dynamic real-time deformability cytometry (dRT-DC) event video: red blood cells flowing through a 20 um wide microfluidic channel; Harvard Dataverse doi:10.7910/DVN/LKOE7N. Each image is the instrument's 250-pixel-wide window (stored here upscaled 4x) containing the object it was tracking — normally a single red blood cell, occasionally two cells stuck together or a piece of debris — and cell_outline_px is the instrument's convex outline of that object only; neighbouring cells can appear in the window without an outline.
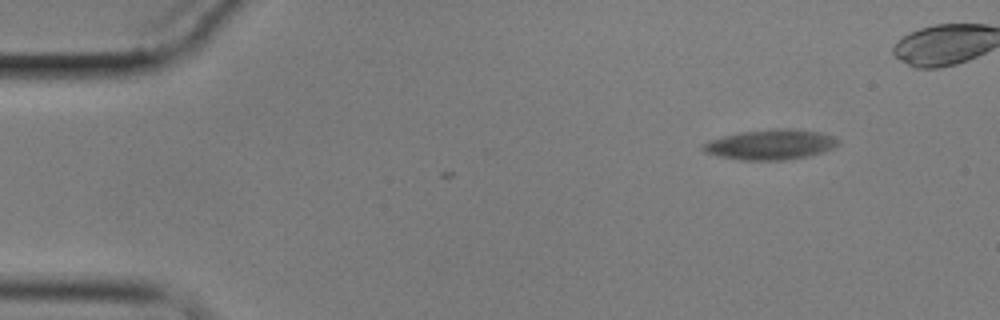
{"species": "common noctule bat (a hibernating species)", "species_latin": "Nyctalus noctula", "temperature_condition": "cold", "stored_images_in_passage": 2, "camera_frame_rate_fps": 3000, "um_per_image_px": 0.085, "animal": {"sex": "male", "body_mass_g": 17.9}, "frame": {"image": 1, "passage_image": 1, "time_ms": 0.0, "image_size_px": [1000, 320], "cell_outline_px": [[840, 144], [824, 152], [808, 156], [784, 160], [740, 160], [716, 156], [704, 152], [700, 148], [708, 140], [740, 132], [784, 128], [788, 128], [816, 132], [832, 136], [840, 140]], "centroid_in_image_um": [65.47, 12.3], "position_along_channel_um": 19.5, "area_um2": 23.7}}